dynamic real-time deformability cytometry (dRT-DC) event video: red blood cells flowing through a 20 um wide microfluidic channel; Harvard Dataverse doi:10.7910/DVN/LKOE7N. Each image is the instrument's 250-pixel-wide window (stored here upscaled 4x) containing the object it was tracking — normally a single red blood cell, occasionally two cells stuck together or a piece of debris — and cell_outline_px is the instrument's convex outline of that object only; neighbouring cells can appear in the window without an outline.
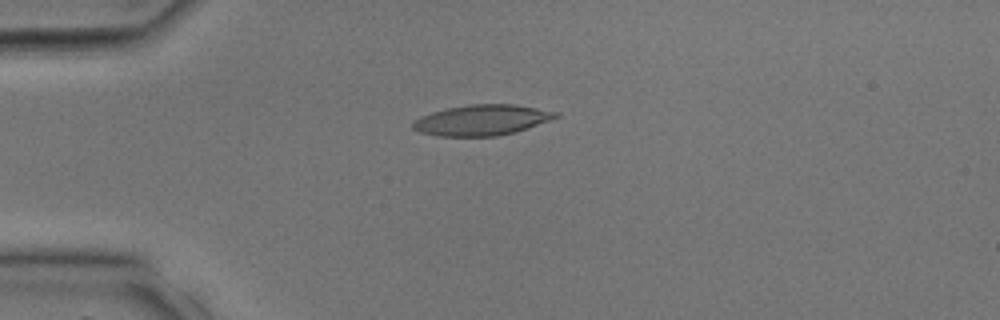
{"species": "common noctule bat (a hibernating species)", "species_latin": "Nyctalus noctula", "temperature_condition": "room temperature", "stored_images_in_passage": 3, "camera_frame_rate_fps": 3000, "um_per_image_px": 0.085, "animal": {"sex": "male", "body_mass_g": 17.9, "forearm_length_mm": 54.2}, "frame": {"image": 1, "passage_image": 3, "time_ms": 0.667, "image_size_px": [1000, 320], "cell_outline_px": [[560, 116], [516, 132], [496, 136], [436, 136], [420, 132], [412, 128], [412, 120], [420, 116], [432, 112], [448, 108], [472, 104], [512, 104], [560, 112]], "centroid_in_image_um": [40.93, 10.21], "position_along_channel_um": 44.1, "area_um2": 25.43}}